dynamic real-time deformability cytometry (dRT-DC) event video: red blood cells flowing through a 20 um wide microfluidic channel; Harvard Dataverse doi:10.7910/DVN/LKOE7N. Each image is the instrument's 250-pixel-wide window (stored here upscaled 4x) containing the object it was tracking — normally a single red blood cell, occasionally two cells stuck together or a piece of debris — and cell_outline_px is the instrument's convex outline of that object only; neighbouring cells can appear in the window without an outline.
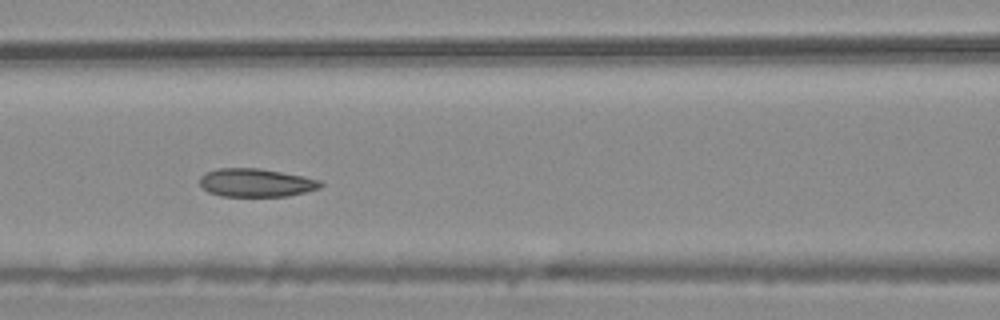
{"species": "common noctule bat (a hibernating species)", "species_latin": "Nyctalus noctula", "temperature_condition": "warm", "stored_images_in_passage": 9, "camera_frame_rate_fps": 3000, "um_per_image_px": 0.085, "animal": {"sex": "male", "body_mass_g": 20.4}, "frame": {"image": 1, "passage_image": 6, "time_ms": 1.667, "image_size_px": [1000, 320], "cell_outline_px": [[324, 184], [320, 188], [288, 196], [220, 196], [208, 192], [200, 184], [200, 176], [216, 168], [256, 168], [304, 176], [320, 180]], "centroid_in_image_um": [21.76, 15.53], "position_along_channel_um": 144.8, "area_um2": 19.83}}
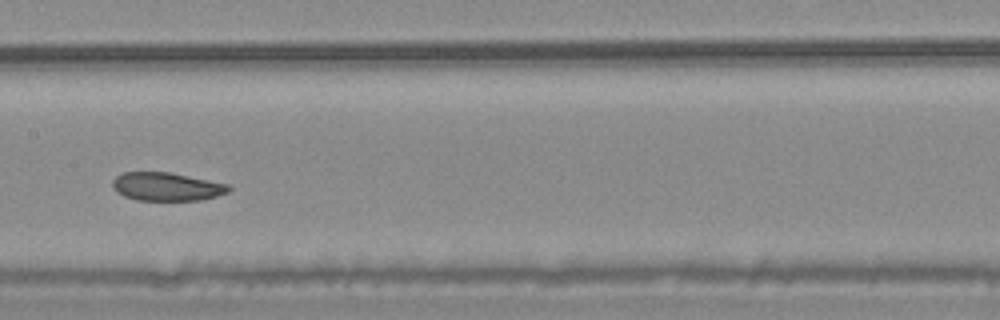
{"frame": {"image": 2, "passage_image": 7, "time_ms": 2.0, "image_size_px": [1000, 320], "cell_outline_px": [[232, 188], [228, 192], [216, 196], [200, 200], [136, 200], [124, 196], [116, 192], [112, 184], [112, 180], [116, 176], [124, 172], [168, 172], [228, 184]], "centroid_in_image_um": [14.14, 15.86], "position_along_channel_um": 193.3, "area_um2": 19.07}}
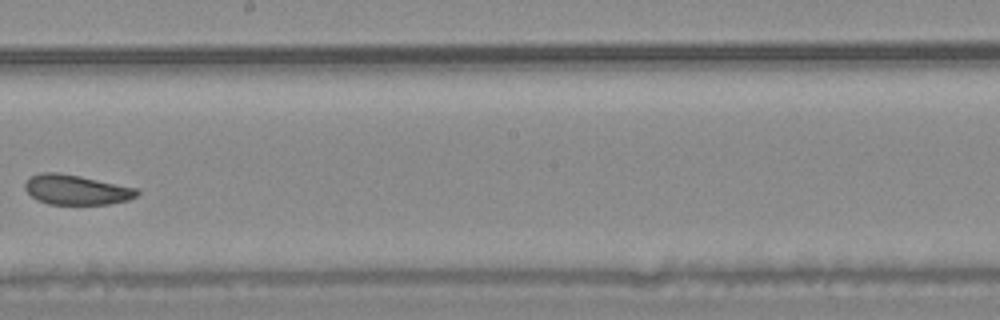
{"frame": {"image": 3, "passage_image": 8, "time_ms": 2.333, "image_size_px": [1000, 320], "cell_outline_px": [[140, 192], [136, 196], [128, 200], [108, 204], [48, 204], [36, 200], [24, 188], [24, 184], [32, 176], [40, 172], [60, 172], [140, 188]], "centroid_in_image_um": [6.51, 16.12], "position_along_channel_um": 241.7, "area_um2": 19.65}}